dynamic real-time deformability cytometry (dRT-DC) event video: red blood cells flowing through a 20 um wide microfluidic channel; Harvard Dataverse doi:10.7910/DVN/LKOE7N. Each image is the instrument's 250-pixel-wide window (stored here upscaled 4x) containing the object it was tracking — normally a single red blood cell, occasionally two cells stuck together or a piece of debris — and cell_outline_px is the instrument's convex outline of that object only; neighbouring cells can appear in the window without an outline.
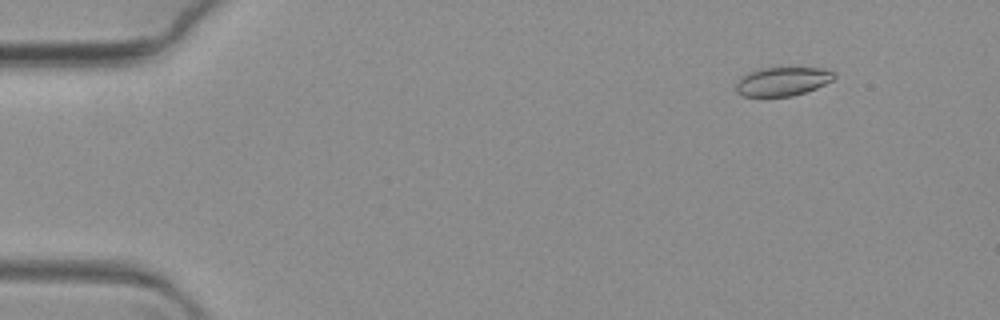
{"species": "common noctule bat (a hibernating species)", "species_latin": "Nyctalus noctula", "temperature_condition": "warm", "stored_images_in_passage": 69, "camera_frame_rate_fps": 3000, "um_per_image_px": 0.085, "animal": {"sex": "female", "body_mass_g": 19.3, "forearm_length_mm": 54.1}, "frame": {"image": 1, "passage_image": 8, "time_ms": 2.333, "image_size_px": [1000, 320], "cell_outline_px": [[836, 76], [832, 80], [816, 88], [792, 96], [744, 96], [736, 92], [736, 84], [748, 72], [764, 68], [820, 68], [832, 72]], "centroid_in_image_um": [66.51, 6.93], "position_along_channel_um": 18.5, "area_um2": 16.07}}
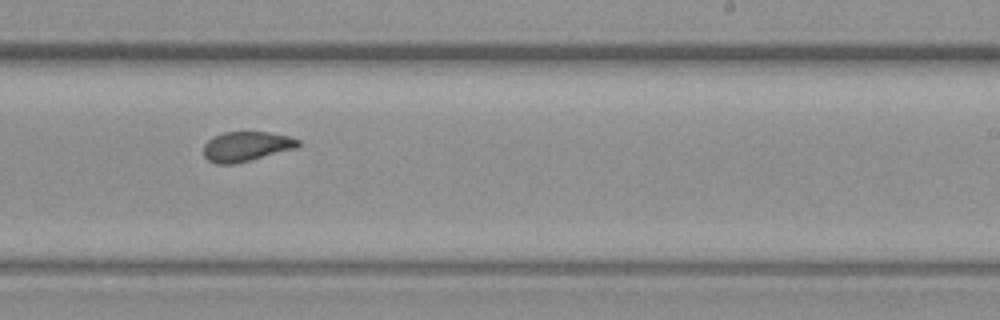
{"frame": {"image": 2, "passage_image": 43, "time_ms": 14.0, "image_size_px": [1000, 320], "cell_outline_px": [[300, 144], [296, 148], [232, 164], [216, 164], [208, 160], [204, 156], [204, 144], [212, 136], [224, 132], [268, 132], [288, 136], [300, 140]], "centroid_in_image_um": [20.9, 12.43], "position_along_channel_um": 268.1, "area_um2": 16.24}}
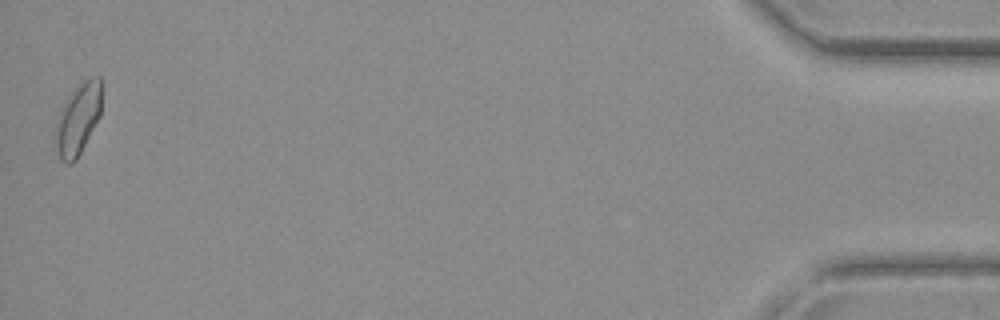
{"frame": {"image": 3, "passage_image": 68, "time_ms": 22.333, "image_size_px": [1000, 320], "cell_outline_px": [[104, 84], [100, 116], [76, 160], [72, 164], [64, 164], [60, 160], [56, 144], [56, 120], [68, 96], [84, 80], [92, 76], [100, 76]], "centroid_in_image_um": [6.68, 10.08], "position_along_channel_um": 428.5, "area_um2": 19.31}}